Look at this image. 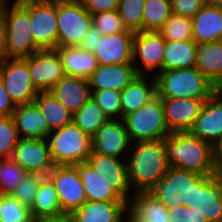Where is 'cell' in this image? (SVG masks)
<instances>
[{"label":"cell","instance_id":"6da1fadb","mask_svg":"<svg viewBox=\"0 0 222 222\" xmlns=\"http://www.w3.org/2000/svg\"><path fill=\"white\" fill-rule=\"evenodd\" d=\"M165 154L169 167L216 175L212 144L192 135L189 131L171 132L165 137Z\"/></svg>","mask_w":222,"mask_h":222},{"label":"cell","instance_id":"7a4b0ae2","mask_svg":"<svg viewBox=\"0 0 222 222\" xmlns=\"http://www.w3.org/2000/svg\"><path fill=\"white\" fill-rule=\"evenodd\" d=\"M127 162L128 181L134 193L148 192L163 177L169 166L165 154V138L136 141Z\"/></svg>","mask_w":222,"mask_h":222},{"label":"cell","instance_id":"3957f363","mask_svg":"<svg viewBox=\"0 0 222 222\" xmlns=\"http://www.w3.org/2000/svg\"><path fill=\"white\" fill-rule=\"evenodd\" d=\"M153 77L160 98L208 99L217 90L196 67L160 71Z\"/></svg>","mask_w":222,"mask_h":222},{"label":"cell","instance_id":"277c9868","mask_svg":"<svg viewBox=\"0 0 222 222\" xmlns=\"http://www.w3.org/2000/svg\"><path fill=\"white\" fill-rule=\"evenodd\" d=\"M46 140L54 166L84 162L92 152V138L73 122L51 131Z\"/></svg>","mask_w":222,"mask_h":222},{"label":"cell","instance_id":"5b68a950","mask_svg":"<svg viewBox=\"0 0 222 222\" xmlns=\"http://www.w3.org/2000/svg\"><path fill=\"white\" fill-rule=\"evenodd\" d=\"M6 42L9 58H27L41 50L35 43L30 20V1L5 5Z\"/></svg>","mask_w":222,"mask_h":222},{"label":"cell","instance_id":"8992f818","mask_svg":"<svg viewBox=\"0 0 222 222\" xmlns=\"http://www.w3.org/2000/svg\"><path fill=\"white\" fill-rule=\"evenodd\" d=\"M122 120L131 142L159 140L171 134L165 123L164 108L158 95Z\"/></svg>","mask_w":222,"mask_h":222},{"label":"cell","instance_id":"52a82bcc","mask_svg":"<svg viewBox=\"0 0 222 222\" xmlns=\"http://www.w3.org/2000/svg\"><path fill=\"white\" fill-rule=\"evenodd\" d=\"M201 176L197 172L169 167L147 193L168 210L176 206L192 205L193 184Z\"/></svg>","mask_w":222,"mask_h":222},{"label":"cell","instance_id":"ba28073f","mask_svg":"<svg viewBox=\"0 0 222 222\" xmlns=\"http://www.w3.org/2000/svg\"><path fill=\"white\" fill-rule=\"evenodd\" d=\"M92 25L81 0H57L58 47H76Z\"/></svg>","mask_w":222,"mask_h":222},{"label":"cell","instance_id":"9c48e42d","mask_svg":"<svg viewBox=\"0 0 222 222\" xmlns=\"http://www.w3.org/2000/svg\"><path fill=\"white\" fill-rule=\"evenodd\" d=\"M0 79L16 105L32 103L39 93L32 84L28 57L9 58L0 66Z\"/></svg>","mask_w":222,"mask_h":222},{"label":"cell","instance_id":"30bf717a","mask_svg":"<svg viewBox=\"0 0 222 222\" xmlns=\"http://www.w3.org/2000/svg\"><path fill=\"white\" fill-rule=\"evenodd\" d=\"M30 20L36 45L41 49L58 47L57 0H30Z\"/></svg>","mask_w":222,"mask_h":222},{"label":"cell","instance_id":"8fae6325","mask_svg":"<svg viewBox=\"0 0 222 222\" xmlns=\"http://www.w3.org/2000/svg\"><path fill=\"white\" fill-rule=\"evenodd\" d=\"M165 50V39L156 31H137L134 33L132 64L138 75H150L162 71ZM141 64L139 63V61ZM142 65L140 67L139 65ZM140 67V68H139ZM146 71V72H144Z\"/></svg>","mask_w":222,"mask_h":222},{"label":"cell","instance_id":"7c38bea8","mask_svg":"<svg viewBox=\"0 0 222 222\" xmlns=\"http://www.w3.org/2000/svg\"><path fill=\"white\" fill-rule=\"evenodd\" d=\"M208 222H222V175H202L193 184L192 205Z\"/></svg>","mask_w":222,"mask_h":222},{"label":"cell","instance_id":"4fadbf2b","mask_svg":"<svg viewBox=\"0 0 222 222\" xmlns=\"http://www.w3.org/2000/svg\"><path fill=\"white\" fill-rule=\"evenodd\" d=\"M47 177L54 184L63 212H74L87 200L74 165L54 166Z\"/></svg>","mask_w":222,"mask_h":222},{"label":"cell","instance_id":"5bb4252c","mask_svg":"<svg viewBox=\"0 0 222 222\" xmlns=\"http://www.w3.org/2000/svg\"><path fill=\"white\" fill-rule=\"evenodd\" d=\"M32 84L38 92L50 91L66 74L56 49L39 50L28 57Z\"/></svg>","mask_w":222,"mask_h":222},{"label":"cell","instance_id":"9a60e30c","mask_svg":"<svg viewBox=\"0 0 222 222\" xmlns=\"http://www.w3.org/2000/svg\"><path fill=\"white\" fill-rule=\"evenodd\" d=\"M11 159L27 173L45 177L54 167L46 139L20 138Z\"/></svg>","mask_w":222,"mask_h":222},{"label":"cell","instance_id":"2e32d148","mask_svg":"<svg viewBox=\"0 0 222 222\" xmlns=\"http://www.w3.org/2000/svg\"><path fill=\"white\" fill-rule=\"evenodd\" d=\"M131 142L122 119H109L92 137V151L121 159ZM128 147V148H127Z\"/></svg>","mask_w":222,"mask_h":222},{"label":"cell","instance_id":"e0dca14e","mask_svg":"<svg viewBox=\"0 0 222 222\" xmlns=\"http://www.w3.org/2000/svg\"><path fill=\"white\" fill-rule=\"evenodd\" d=\"M207 99L161 98L165 123L170 132L189 131Z\"/></svg>","mask_w":222,"mask_h":222},{"label":"cell","instance_id":"ac0fdd59","mask_svg":"<svg viewBox=\"0 0 222 222\" xmlns=\"http://www.w3.org/2000/svg\"><path fill=\"white\" fill-rule=\"evenodd\" d=\"M88 164L109 184L127 203L132 195L128 181L127 163L120 159L91 152Z\"/></svg>","mask_w":222,"mask_h":222},{"label":"cell","instance_id":"d6986e66","mask_svg":"<svg viewBox=\"0 0 222 222\" xmlns=\"http://www.w3.org/2000/svg\"><path fill=\"white\" fill-rule=\"evenodd\" d=\"M189 132L212 145L222 137V89L205 101Z\"/></svg>","mask_w":222,"mask_h":222},{"label":"cell","instance_id":"ffe728a7","mask_svg":"<svg viewBox=\"0 0 222 222\" xmlns=\"http://www.w3.org/2000/svg\"><path fill=\"white\" fill-rule=\"evenodd\" d=\"M134 31L127 29L111 35H103L93 53L98 65L132 63Z\"/></svg>","mask_w":222,"mask_h":222},{"label":"cell","instance_id":"44dd1931","mask_svg":"<svg viewBox=\"0 0 222 222\" xmlns=\"http://www.w3.org/2000/svg\"><path fill=\"white\" fill-rule=\"evenodd\" d=\"M138 76L132 63L98 65L89 77L91 90L111 89L121 92Z\"/></svg>","mask_w":222,"mask_h":222},{"label":"cell","instance_id":"7402d4cb","mask_svg":"<svg viewBox=\"0 0 222 222\" xmlns=\"http://www.w3.org/2000/svg\"><path fill=\"white\" fill-rule=\"evenodd\" d=\"M126 211V201L86 200L73 214L76 222H124Z\"/></svg>","mask_w":222,"mask_h":222},{"label":"cell","instance_id":"603a6c76","mask_svg":"<svg viewBox=\"0 0 222 222\" xmlns=\"http://www.w3.org/2000/svg\"><path fill=\"white\" fill-rule=\"evenodd\" d=\"M72 114L77 112L92 96L89 81L65 75L50 90Z\"/></svg>","mask_w":222,"mask_h":222},{"label":"cell","instance_id":"cb8c5ba5","mask_svg":"<svg viewBox=\"0 0 222 222\" xmlns=\"http://www.w3.org/2000/svg\"><path fill=\"white\" fill-rule=\"evenodd\" d=\"M192 37L197 44L222 41V7L205 4L192 18Z\"/></svg>","mask_w":222,"mask_h":222},{"label":"cell","instance_id":"d4e9b609","mask_svg":"<svg viewBox=\"0 0 222 222\" xmlns=\"http://www.w3.org/2000/svg\"><path fill=\"white\" fill-rule=\"evenodd\" d=\"M12 117L20 138L46 139L51 132L34 102L17 105Z\"/></svg>","mask_w":222,"mask_h":222},{"label":"cell","instance_id":"484cf974","mask_svg":"<svg viewBox=\"0 0 222 222\" xmlns=\"http://www.w3.org/2000/svg\"><path fill=\"white\" fill-rule=\"evenodd\" d=\"M151 80L147 75H138L121 91L122 119L147 104L156 95L155 77Z\"/></svg>","mask_w":222,"mask_h":222},{"label":"cell","instance_id":"4316f807","mask_svg":"<svg viewBox=\"0 0 222 222\" xmlns=\"http://www.w3.org/2000/svg\"><path fill=\"white\" fill-rule=\"evenodd\" d=\"M128 215L135 222H170L169 210L147 192L131 193Z\"/></svg>","mask_w":222,"mask_h":222},{"label":"cell","instance_id":"83f0119b","mask_svg":"<svg viewBox=\"0 0 222 222\" xmlns=\"http://www.w3.org/2000/svg\"><path fill=\"white\" fill-rule=\"evenodd\" d=\"M195 67L222 89V41L197 44Z\"/></svg>","mask_w":222,"mask_h":222},{"label":"cell","instance_id":"f1b7e54d","mask_svg":"<svg viewBox=\"0 0 222 222\" xmlns=\"http://www.w3.org/2000/svg\"><path fill=\"white\" fill-rule=\"evenodd\" d=\"M82 181L85 195L89 201H125L88 164L87 161L74 165Z\"/></svg>","mask_w":222,"mask_h":222},{"label":"cell","instance_id":"f546056e","mask_svg":"<svg viewBox=\"0 0 222 222\" xmlns=\"http://www.w3.org/2000/svg\"><path fill=\"white\" fill-rule=\"evenodd\" d=\"M66 75L89 79L98 66L93 53L76 47H57Z\"/></svg>","mask_w":222,"mask_h":222},{"label":"cell","instance_id":"4dcf8cb0","mask_svg":"<svg viewBox=\"0 0 222 222\" xmlns=\"http://www.w3.org/2000/svg\"><path fill=\"white\" fill-rule=\"evenodd\" d=\"M197 43L191 40H165L162 71L193 68L196 65Z\"/></svg>","mask_w":222,"mask_h":222},{"label":"cell","instance_id":"1f68e13d","mask_svg":"<svg viewBox=\"0 0 222 222\" xmlns=\"http://www.w3.org/2000/svg\"><path fill=\"white\" fill-rule=\"evenodd\" d=\"M33 102L46 119L50 131L72 122L73 114L50 91L39 92Z\"/></svg>","mask_w":222,"mask_h":222},{"label":"cell","instance_id":"d6a6232c","mask_svg":"<svg viewBox=\"0 0 222 222\" xmlns=\"http://www.w3.org/2000/svg\"><path fill=\"white\" fill-rule=\"evenodd\" d=\"M33 219L62 213L58 193L48 177H44L36 192L33 206L30 208Z\"/></svg>","mask_w":222,"mask_h":222},{"label":"cell","instance_id":"836d02e7","mask_svg":"<svg viewBox=\"0 0 222 222\" xmlns=\"http://www.w3.org/2000/svg\"><path fill=\"white\" fill-rule=\"evenodd\" d=\"M109 119L94 98L90 99L72 116V122L91 138Z\"/></svg>","mask_w":222,"mask_h":222},{"label":"cell","instance_id":"e575fe53","mask_svg":"<svg viewBox=\"0 0 222 222\" xmlns=\"http://www.w3.org/2000/svg\"><path fill=\"white\" fill-rule=\"evenodd\" d=\"M171 13V0H145L142 31L158 32Z\"/></svg>","mask_w":222,"mask_h":222},{"label":"cell","instance_id":"d590c367","mask_svg":"<svg viewBox=\"0 0 222 222\" xmlns=\"http://www.w3.org/2000/svg\"><path fill=\"white\" fill-rule=\"evenodd\" d=\"M158 33L169 41L191 40L193 39L192 19L171 13L169 19L158 30Z\"/></svg>","mask_w":222,"mask_h":222},{"label":"cell","instance_id":"8d00e7d4","mask_svg":"<svg viewBox=\"0 0 222 222\" xmlns=\"http://www.w3.org/2000/svg\"><path fill=\"white\" fill-rule=\"evenodd\" d=\"M29 207L21 204L11 194H0V222H32Z\"/></svg>","mask_w":222,"mask_h":222},{"label":"cell","instance_id":"74e56055","mask_svg":"<svg viewBox=\"0 0 222 222\" xmlns=\"http://www.w3.org/2000/svg\"><path fill=\"white\" fill-rule=\"evenodd\" d=\"M144 3L145 0H119L117 10L127 29L142 31Z\"/></svg>","mask_w":222,"mask_h":222},{"label":"cell","instance_id":"f35d334b","mask_svg":"<svg viewBox=\"0 0 222 222\" xmlns=\"http://www.w3.org/2000/svg\"><path fill=\"white\" fill-rule=\"evenodd\" d=\"M26 174L11 158L0 159L1 194H12Z\"/></svg>","mask_w":222,"mask_h":222},{"label":"cell","instance_id":"ab89813d","mask_svg":"<svg viewBox=\"0 0 222 222\" xmlns=\"http://www.w3.org/2000/svg\"><path fill=\"white\" fill-rule=\"evenodd\" d=\"M91 93L108 119H122L121 92L104 89L91 90Z\"/></svg>","mask_w":222,"mask_h":222},{"label":"cell","instance_id":"60d3db41","mask_svg":"<svg viewBox=\"0 0 222 222\" xmlns=\"http://www.w3.org/2000/svg\"><path fill=\"white\" fill-rule=\"evenodd\" d=\"M19 139L13 117H0V159L11 158Z\"/></svg>","mask_w":222,"mask_h":222},{"label":"cell","instance_id":"b9f144b4","mask_svg":"<svg viewBox=\"0 0 222 222\" xmlns=\"http://www.w3.org/2000/svg\"><path fill=\"white\" fill-rule=\"evenodd\" d=\"M44 177L41 174L27 173L11 195L21 204L31 208L34 204L38 187Z\"/></svg>","mask_w":222,"mask_h":222},{"label":"cell","instance_id":"7bdbcfd3","mask_svg":"<svg viewBox=\"0 0 222 222\" xmlns=\"http://www.w3.org/2000/svg\"><path fill=\"white\" fill-rule=\"evenodd\" d=\"M92 23L102 33V35H111L127 30V28L123 25L118 10L93 14Z\"/></svg>","mask_w":222,"mask_h":222},{"label":"cell","instance_id":"ee69618b","mask_svg":"<svg viewBox=\"0 0 222 222\" xmlns=\"http://www.w3.org/2000/svg\"><path fill=\"white\" fill-rule=\"evenodd\" d=\"M168 220L170 222H208L201 213L185 205L169 209Z\"/></svg>","mask_w":222,"mask_h":222},{"label":"cell","instance_id":"f6af8a7d","mask_svg":"<svg viewBox=\"0 0 222 222\" xmlns=\"http://www.w3.org/2000/svg\"><path fill=\"white\" fill-rule=\"evenodd\" d=\"M204 5V0H171L172 13L191 19Z\"/></svg>","mask_w":222,"mask_h":222},{"label":"cell","instance_id":"bcb514c9","mask_svg":"<svg viewBox=\"0 0 222 222\" xmlns=\"http://www.w3.org/2000/svg\"><path fill=\"white\" fill-rule=\"evenodd\" d=\"M86 10L91 14L117 10L119 0H81Z\"/></svg>","mask_w":222,"mask_h":222},{"label":"cell","instance_id":"7dc6e473","mask_svg":"<svg viewBox=\"0 0 222 222\" xmlns=\"http://www.w3.org/2000/svg\"><path fill=\"white\" fill-rule=\"evenodd\" d=\"M102 37V33L92 23L78 47L82 50L94 53L97 44L99 43V40H102Z\"/></svg>","mask_w":222,"mask_h":222},{"label":"cell","instance_id":"c3c4849f","mask_svg":"<svg viewBox=\"0 0 222 222\" xmlns=\"http://www.w3.org/2000/svg\"><path fill=\"white\" fill-rule=\"evenodd\" d=\"M9 59L6 26H5V5H0V66Z\"/></svg>","mask_w":222,"mask_h":222},{"label":"cell","instance_id":"681fc988","mask_svg":"<svg viewBox=\"0 0 222 222\" xmlns=\"http://www.w3.org/2000/svg\"><path fill=\"white\" fill-rule=\"evenodd\" d=\"M17 105L9 97L2 80L0 79V117L12 116Z\"/></svg>","mask_w":222,"mask_h":222},{"label":"cell","instance_id":"f907efd6","mask_svg":"<svg viewBox=\"0 0 222 222\" xmlns=\"http://www.w3.org/2000/svg\"><path fill=\"white\" fill-rule=\"evenodd\" d=\"M212 152L215 171L222 175V137L212 145Z\"/></svg>","mask_w":222,"mask_h":222},{"label":"cell","instance_id":"816d5d0a","mask_svg":"<svg viewBox=\"0 0 222 222\" xmlns=\"http://www.w3.org/2000/svg\"><path fill=\"white\" fill-rule=\"evenodd\" d=\"M40 222H76L73 212H62L45 216L39 220Z\"/></svg>","mask_w":222,"mask_h":222},{"label":"cell","instance_id":"f5cc1de1","mask_svg":"<svg viewBox=\"0 0 222 222\" xmlns=\"http://www.w3.org/2000/svg\"><path fill=\"white\" fill-rule=\"evenodd\" d=\"M205 4L222 7V0H204Z\"/></svg>","mask_w":222,"mask_h":222},{"label":"cell","instance_id":"db71d44e","mask_svg":"<svg viewBox=\"0 0 222 222\" xmlns=\"http://www.w3.org/2000/svg\"><path fill=\"white\" fill-rule=\"evenodd\" d=\"M27 1H30V0H15L13 3H25ZM7 4V0H0V5H6Z\"/></svg>","mask_w":222,"mask_h":222},{"label":"cell","instance_id":"11a10c76","mask_svg":"<svg viewBox=\"0 0 222 222\" xmlns=\"http://www.w3.org/2000/svg\"><path fill=\"white\" fill-rule=\"evenodd\" d=\"M126 219L127 221L126 222H135L128 214H126Z\"/></svg>","mask_w":222,"mask_h":222},{"label":"cell","instance_id":"9f6ffc18","mask_svg":"<svg viewBox=\"0 0 222 222\" xmlns=\"http://www.w3.org/2000/svg\"><path fill=\"white\" fill-rule=\"evenodd\" d=\"M0 194H1V178H0Z\"/></svg>","mask_w":222,"mask_h":222},{"label":"cell","instance_id":"6f0895ef","mask_svg":"<svg viewBox=\"0 0 222 222\" xmlns=\"http://www.w3.org/2000/svg\"><path fill=\"white\" fill-rule=\"evenodd\" d=\"M32 222H40L39 220L34 219Z\"/></svg>","mask_w":222,"mask_h":222}]
</instances>
